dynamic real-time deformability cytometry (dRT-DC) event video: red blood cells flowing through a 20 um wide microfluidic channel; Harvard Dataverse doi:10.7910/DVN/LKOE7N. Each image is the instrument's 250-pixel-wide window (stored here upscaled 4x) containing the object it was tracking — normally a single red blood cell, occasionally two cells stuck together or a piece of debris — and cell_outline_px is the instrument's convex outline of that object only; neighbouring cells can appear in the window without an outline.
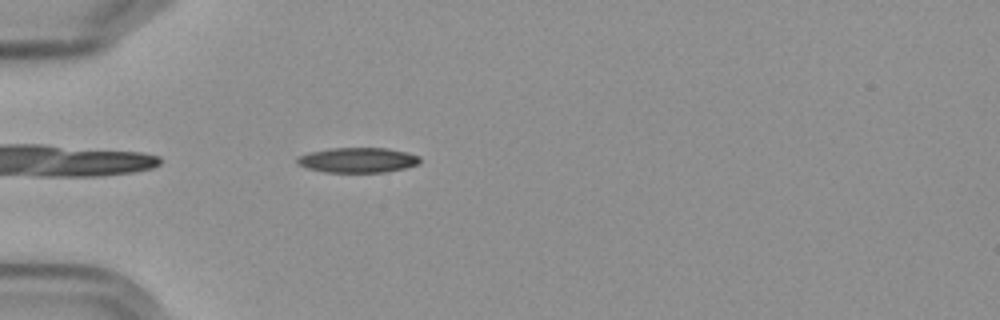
{"species": "Egyptian fruit bat (a non-hibernating species)", "species_latin": "Rousettus aegyptiacus", "temperature_condition": "cold", "stored_images_in_passage": 43, "camera_frame_rate_fps": 3000, "um_per_image_px": 0.085, "frame": {"image": 1, "passage_image": 3, "time_ms": 0.667, "image_size_px": [1000, 320], "cell_outline_px": [[420, 164], [388, 172], [324, 172], [308, 168], [300, 164], [296, 160], [300, 156], [308, 152], [332, 148], [388, 148], [408, 152], [420, 156]], "centroid_in_image_um": [30.47, 13.6], "position_along_channel_um": 54.5, "area_um2": 17.92}}
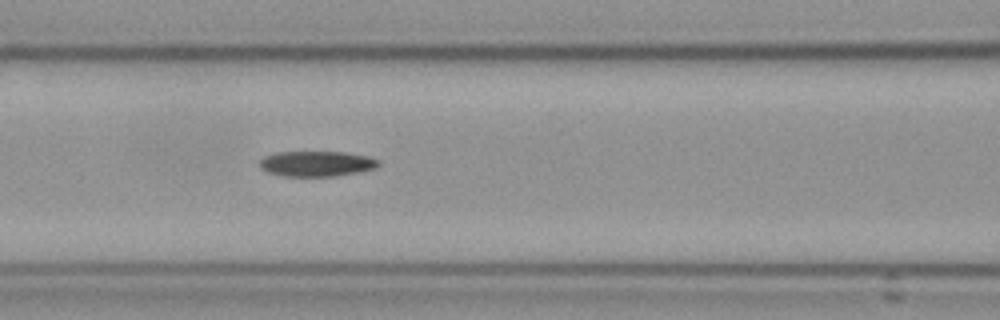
{"frame": {"image": 2, "passage_image": 11, "time_ms": 3.333, "image_size_px": [1000, 320], "cell_outline_px": [[380, 164], [376, 168], [336, 176], [284, 176], [268, 172], [260, 168], [260, 160], [264, 156], [276, 152], [344, 152], [368, 156], [380, 160]], "centroid_in_image_um": [26.91, 13.91], "position_along_channel_um": 139.7, "area_um2": 17.57}}
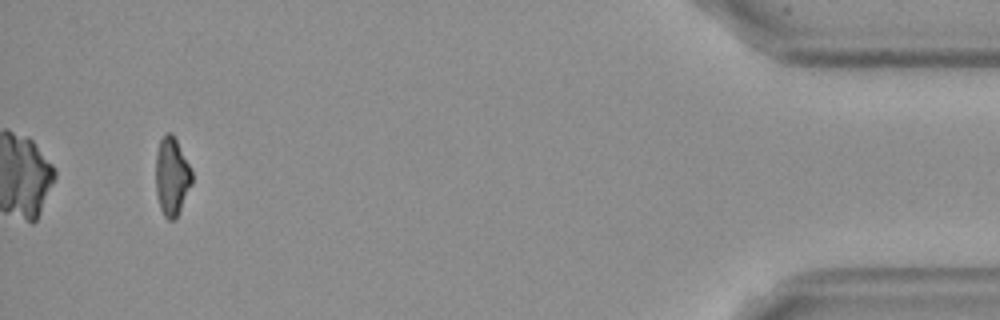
{"frame": {"image": 3, "passage_image": 40, "time_ms": 13.0, "image_size_px": [1000, 320], "cell_outline_px": [[192, 184], [176, 220], [168, 220], [164, 216], [160, 208], [156, 192], [156, 152], [160, 140], [164, 132], [172, 132], [192, 172]], "centroid_in_image_um": [14.59, 15.01], "position_along_channel_um": 420.6, "area_um2": 16.53}}